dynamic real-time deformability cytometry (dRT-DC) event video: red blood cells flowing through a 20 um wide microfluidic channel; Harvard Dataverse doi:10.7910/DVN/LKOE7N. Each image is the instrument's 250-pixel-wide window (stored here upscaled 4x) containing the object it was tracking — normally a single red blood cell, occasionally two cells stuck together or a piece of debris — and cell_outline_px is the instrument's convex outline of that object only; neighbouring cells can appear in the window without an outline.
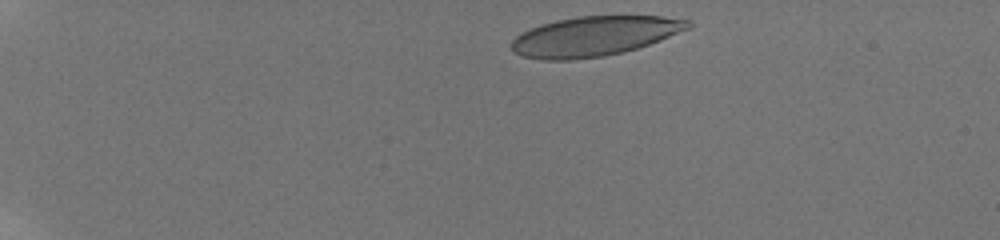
{"species": "human", "species_latin": "Homo sapiens", "temperature_condition": "room temperature", "stored_images_in_passage": 11, "camera_frame_rate_fps": 3000, "um_per_image_px": 0.085, "donor": {"sex": "male"}, "frame": {"image": 1, "passage_image": 1, "time_ms": 0.0, "image_size_px": [1000, 240], "cell_outline_px": [[692, 28], [660, 40], [624, 52], [604, 56], [572, 60], [544, 60], [524, 56], [512, 52], [512, 40], [516, 36], [532, 28], [556, 20], [580, 16], [664, 16], [692, 20]], "centroid_in_image_um": [50.58, 3.07], "position_along_channel_um": 34.4, "area_um2": 40.81}}
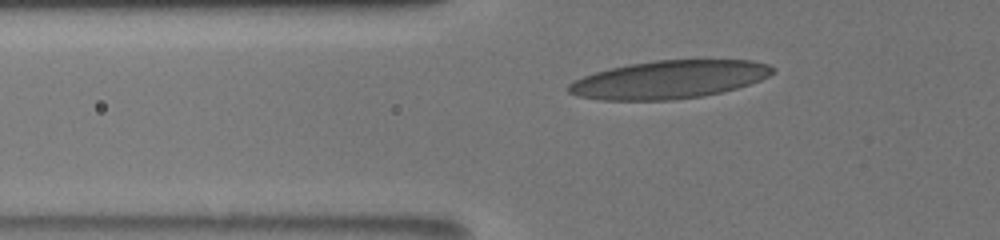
{"frame": {"image": 2, "passage_image": 6, "time_ms": 3.333, "image_size_px": [1000, 240], "cell_outline_px": [[776, 72], [760, 80], [736, 88], [720, 92], [700, 96], [672, 100], [600, 100], [576, 96], [568, 92], [568, 84], [584, 76], [596, 72], [628, 64], [656, 60], [752, 60], [768, 64]], "centroid_in_image_um": [56.86, 6.76], "position_along_channel_um": 68.9, "area_um2": 44.97}}
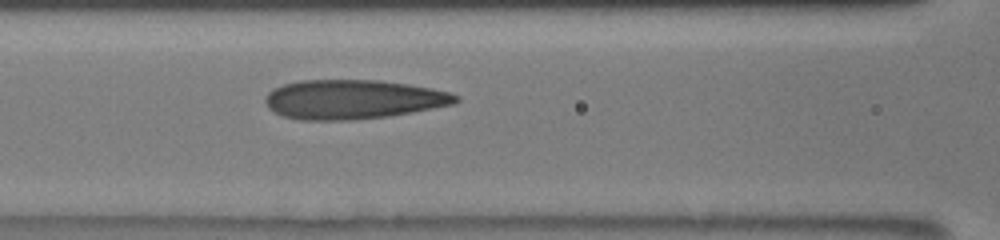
{"frame": {"image": 3, "passage_image": 9, "time_ms": 5.333, "image_size_px": [1000, 240], "cell_outline_px": [[460, 100], [456, 104], [412, 112], [388, 116], [356, 120], [300, 120], [280, 116], [268, 108], [264, 100], [264, 96], [272, 88], [284, 84], [300, 80], [380, 80], [408, 84], [432, 88], [448, 92], [460, 96]], "centroid_in_image_um": [29.99, 8.45], "position_along_channel_um": 136.6, "area_um2": 44.1}}